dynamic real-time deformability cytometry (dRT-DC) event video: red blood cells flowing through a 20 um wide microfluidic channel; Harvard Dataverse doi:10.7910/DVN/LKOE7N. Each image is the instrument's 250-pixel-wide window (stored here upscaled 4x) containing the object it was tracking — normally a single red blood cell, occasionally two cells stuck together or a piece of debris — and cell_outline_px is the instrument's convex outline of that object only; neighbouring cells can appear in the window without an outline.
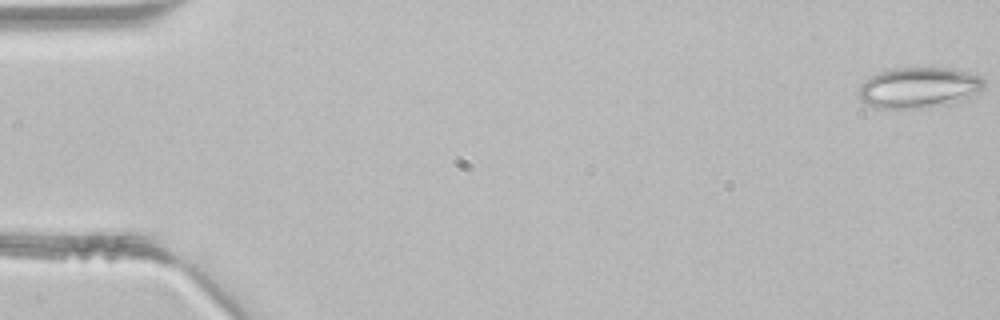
{"species": "common noctule bat (a hibernating species)", "species_latin": "Nyctalus noctula", "temperature_condition": "room temperature", "stored_images_in_passage": 14, "camera_frame_rate_fps": 3000, "um_per_image_px": 0.085, "animal": {"sex": "male", "body_mass_g": 21.5, "forearm_length_mm": 52.0}, "frame": {"image": 1, "passage_image": 1, "time_ms": 0.0, "image_size_px": [1000, 320], "cell_outline_px": [[984, 88], [972, 96], [948, 104], [928, 108], [876, 108], [860, 100], [856, 96], [856, 88], [868, 76], [880, 72], [896, 68], [956, 68], [980, 76], [984, 80]], "centroid_in_image_um": [78.05, 7.45], "position_along_channel_um": 6.9, "area_um2": 30.23}}